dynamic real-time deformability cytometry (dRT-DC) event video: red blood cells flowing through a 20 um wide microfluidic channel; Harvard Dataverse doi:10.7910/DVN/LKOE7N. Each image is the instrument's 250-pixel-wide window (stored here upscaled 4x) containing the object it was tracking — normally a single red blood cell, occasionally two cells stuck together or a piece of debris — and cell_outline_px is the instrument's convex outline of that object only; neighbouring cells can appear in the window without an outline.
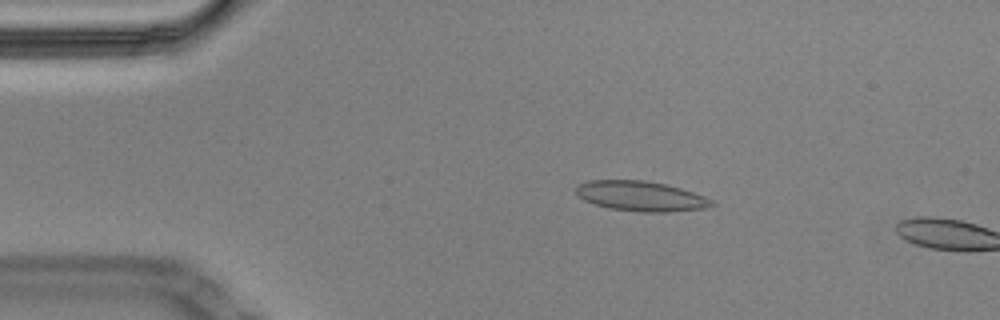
{"species": "Egyptian fruit bat (a non-hibernating species)", "species_latin": "Rousettus aegyptiacus", "temperature_condition": "cold", "stored_images_in_passage": 12, "camera_frame_rate_fps": 3000, "um_per_image_px": 0.085, "animal": {"sex": "male"}, "frame": {"image": 1, "passage_image": 10, "time_ms": 3.0, "image_size_px": [1000, 320], "cell_outline_px": [[716, 204], [704, 208], [668, 212], [640, 212], [608, 208], [584, 200], [576, 196], [576, 188], [580, 184], [588, 180], [644, 180], [664, 184], [680, 188], [704, 196], [712, 200]], "centroid_in_image_um": [54.45, 16.67], "position_along_channel_um": 30.6, "area_um2": 23.64}}